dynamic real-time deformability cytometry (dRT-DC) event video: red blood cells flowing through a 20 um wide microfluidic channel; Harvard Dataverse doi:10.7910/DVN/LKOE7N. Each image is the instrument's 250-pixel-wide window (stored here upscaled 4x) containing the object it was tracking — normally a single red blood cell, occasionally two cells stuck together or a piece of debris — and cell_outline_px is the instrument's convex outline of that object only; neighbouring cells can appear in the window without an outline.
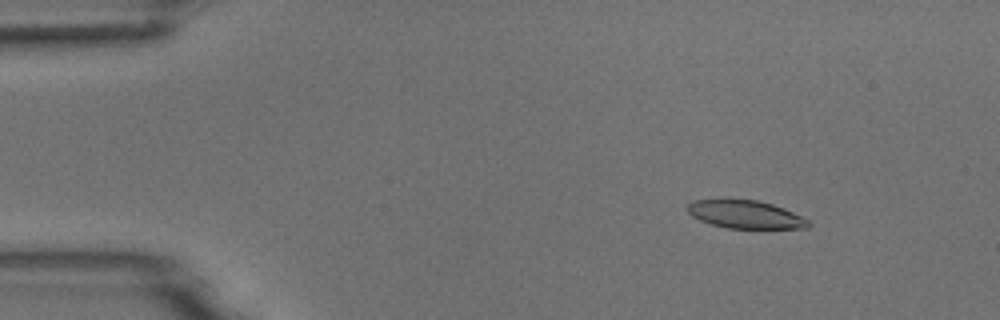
{"species": "common noctule bat (a hibernating species)", "species_latin": "Nyctalus noctula", "temperature_condition": "room temperature", "stored_images_in_passage": 7, "camera_frame_rate_fps": 3000, "um_per_image_px": 0.085, "animal": {"sex": "male", "body_mass_g": 18.8}, "frame": {"image": 1, "passage_image": 2, "time_ms": 1.0, "image_size_px": [1000, 320], "cell_outline_px": [[812, 224], [808, 228], [728, 228], [712, 224], [700, 220], [692, 216], [688, 212], [688, 204], [692, 200], [756, 200], [772, 204], [784, 208], [808, 220]], "centroid_in_image_um": [63.37, 18.23], "position_along_channel_um": 21.6, "area_um2": 19.42}}
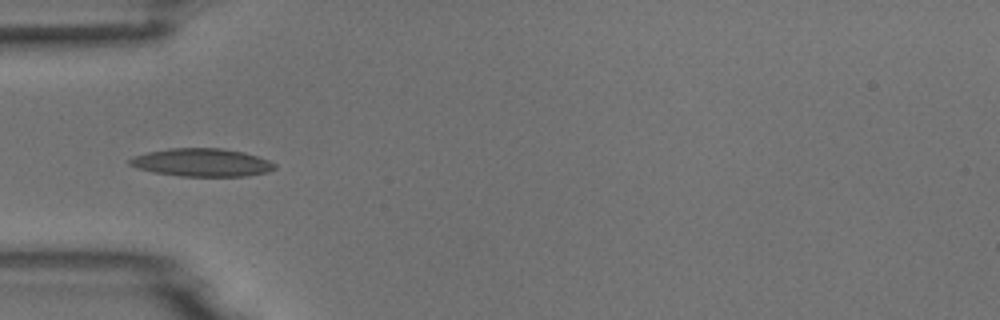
{"frame": {"image": 2, "passage_image": 5, "time_ms": 4.333, "image_size_px": [1000, 320], "cell_outline_px": [[276, 168], [268, 172], [248, 176], [180, 176], [152, 172], [136, 168], [128, 164], [128, 160], [132, 156], [148, 152], [172, 148], [220, 148], [244, 152], [268, 160], [276, 164]], "centroid_in_image_um": [17.14, 13.82], "position_along_channel_um": 67.9, "area_um2": 23.76}}